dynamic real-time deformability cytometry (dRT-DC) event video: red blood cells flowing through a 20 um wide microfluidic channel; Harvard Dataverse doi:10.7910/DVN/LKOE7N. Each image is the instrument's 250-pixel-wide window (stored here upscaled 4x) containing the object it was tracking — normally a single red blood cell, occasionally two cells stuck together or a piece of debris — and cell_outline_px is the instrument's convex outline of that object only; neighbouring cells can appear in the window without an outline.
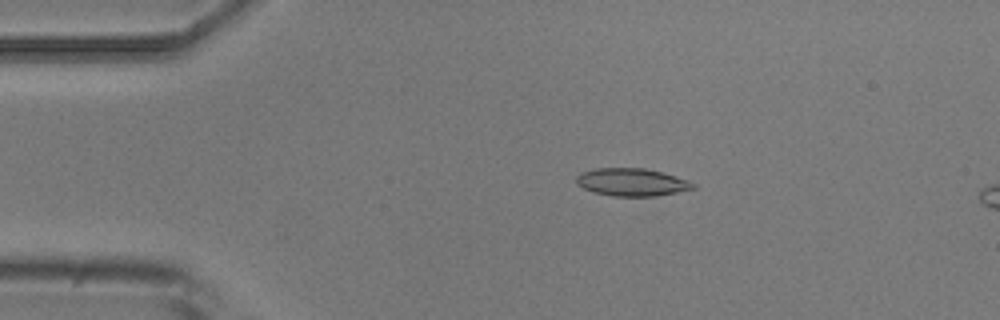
{"species": "common noctule bat (a hibernating species)", "species_latin": "Nyctalus noctula", "temperature_condition": "room temperature", "stored_images_in_passage": 5, "segment_of_instrument_passage": [1, 2], "camera_frame_rate_fps": 3000, "um_per_image_px": 0.085, "animal": {"sex": "male", "body_mass_g": 20.5, "forearm_length_mm": 52.5}, "frame": {"image": 1, "passage_image": 3, "time_ms": 2.333, "image_size_px": [1000, 320], "cell_outline_px": [[696, 188], [656, 196], [612, 196], [592, 192], [576, 184], [576, 176], [580, 172], [596, 168], [644, 168], [660, 172], [688, 180], [696, 184]], "centroid_in_image_um": [53.67, 15.48], "position_along_channel_um": 31.3, "area_um2": 18.84}}